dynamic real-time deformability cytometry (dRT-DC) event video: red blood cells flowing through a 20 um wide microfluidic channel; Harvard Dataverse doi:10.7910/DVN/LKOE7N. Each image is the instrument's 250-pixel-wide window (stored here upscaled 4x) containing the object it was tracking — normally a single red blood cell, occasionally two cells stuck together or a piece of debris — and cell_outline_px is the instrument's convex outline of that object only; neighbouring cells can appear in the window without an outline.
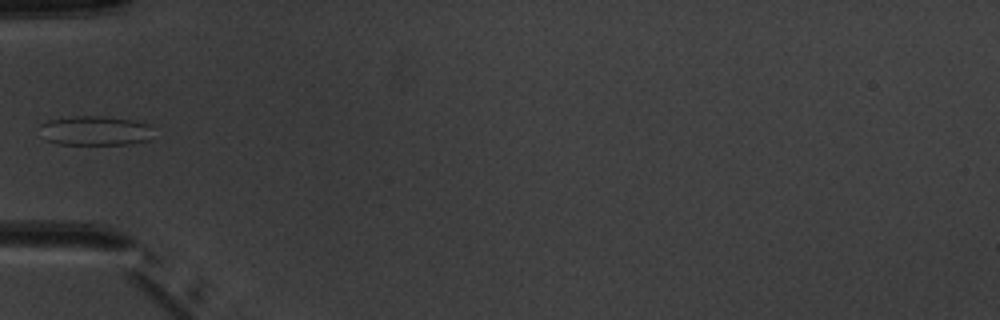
{"species": "common noctule bat (a hibernating species)", "species_latin": "Nyctalus noctula", "temperature_condition": "warm", "stored_images_in_passage": 6, "camera_frame_rate_fps": 3000, "um_per_image_px": 0.085, "animal": {"sex": "male", "body_mass_g": 20.1, "forearm_length_mm": 53.5}, "frame": {"image": 1, "passage_image": 5, "time_ms": 5.667, "image_size_px": [1000, 320], "cell_outline_px": [[152, 124], [148, 140], [128, 144], [60, 144], [44, 140], [40, 136], [40, 124], [48, 120], [72, 116], [100, 116], [132, 120]], "centroid_in_image_um": [8.02, 11.1], "position_along_channel_um": 77.0, "area_um2": 19.59}}
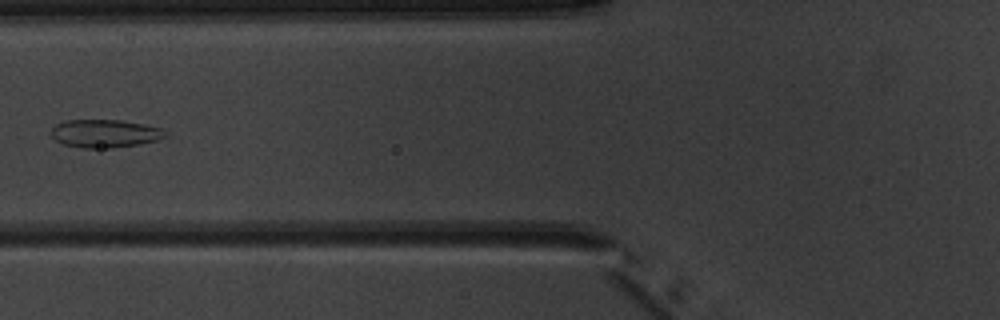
{"frame": {"image": 2, "passage_image": 6, "time_ms": 6.667, "image_size_px": [1000, 320], "cell_outline_px": [[168, 136], [156, 140], [140, 144], [112, 148], [80, 148], [64, 144], [56, 140], [52, 136], [52, 128], [56, 124], [64, 120], [120, 120], [144, 124], [160, 128]], "centroid_in_image_um": [8.9, 11.35], "position_along_channel_um": 116.9, "area_um2": 18.61}}